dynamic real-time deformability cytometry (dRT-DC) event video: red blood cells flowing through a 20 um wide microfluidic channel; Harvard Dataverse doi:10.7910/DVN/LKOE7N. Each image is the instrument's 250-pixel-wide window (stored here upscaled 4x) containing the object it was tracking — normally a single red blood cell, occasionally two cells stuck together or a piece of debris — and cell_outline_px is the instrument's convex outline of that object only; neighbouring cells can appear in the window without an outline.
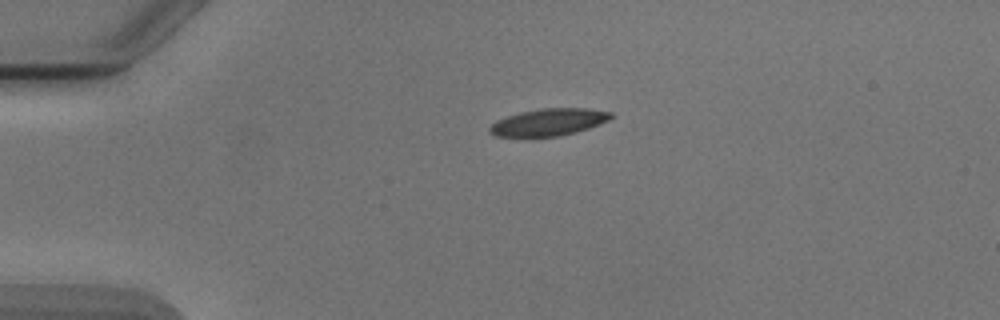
{"species": "Egyptian fruit bat (a non-hibernating species)", "species_latin": "Rousettus aegyptiacus", "temperature_condition": "cold", "stored_images_in_passage": 3, "segment_of_instrument_passage": [1, 2], "camera_frame_rate_fps": 3000, "um_per_image_px": 0.085, "animal": {"sex": "male"}, "frame": {"image": 1, "passage_image": 1, "time_ms": 0.0, "image_size_px": [1000, 320], "cell_outline_px": [[612, 116], [608, 120], [600, 124], [576, 132], [560, 136], [532, 140], [496, 136], [488, 132], [488, 128], [496, 120], [520, 112], [540, 108], [588, 108], [612, 112]], "centroid_in_image_um": [46.56, 10.43], "position_along_channel_um": 38.4, "area_um2": 20.0}}